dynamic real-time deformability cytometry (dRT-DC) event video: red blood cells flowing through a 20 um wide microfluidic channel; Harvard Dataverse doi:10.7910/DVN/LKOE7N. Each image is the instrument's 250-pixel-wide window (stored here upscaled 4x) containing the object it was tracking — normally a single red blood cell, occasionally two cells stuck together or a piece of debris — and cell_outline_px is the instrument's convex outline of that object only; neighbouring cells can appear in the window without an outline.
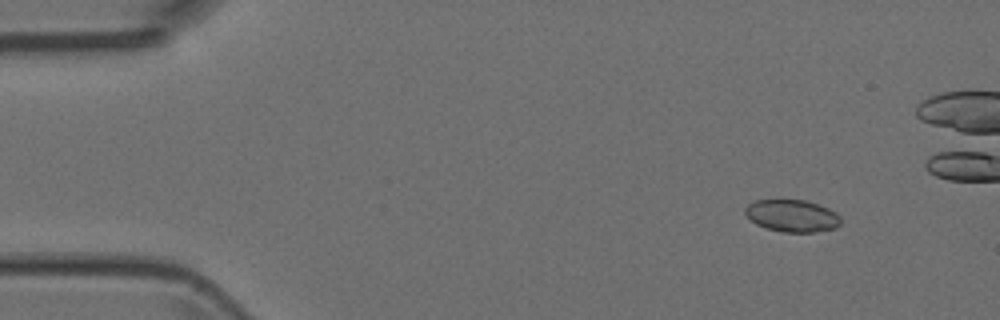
{"species": "Egyptian fruit bat (a non-hibernating species)", "species_latin": "Rousettus aegyptiacus", "temperature_condition": "room temperature", "stored_images_in_passage": 4, "camera_frame_rate_fps": 3000, "um_per_image_px": 0.085, "animal": {"sex": "female"}, "frame": {"image": 1, "passage_image": 1, "time_ms": 0.0, "image_size_px": [1000, 320], "cell_outline_px": [[840, 224], [836, 228], [812, 232], [784, 232], [768, 228], [756, 224], [744, 212], [744, 208], [752, 200], [780, 196], [804, 200], [828, 208], [836, 212], [840, 216]], "centroid_in_image_um": [67.28, 18.27], "position_along_channel_um": 17.7, "area_um2": 18.55}}